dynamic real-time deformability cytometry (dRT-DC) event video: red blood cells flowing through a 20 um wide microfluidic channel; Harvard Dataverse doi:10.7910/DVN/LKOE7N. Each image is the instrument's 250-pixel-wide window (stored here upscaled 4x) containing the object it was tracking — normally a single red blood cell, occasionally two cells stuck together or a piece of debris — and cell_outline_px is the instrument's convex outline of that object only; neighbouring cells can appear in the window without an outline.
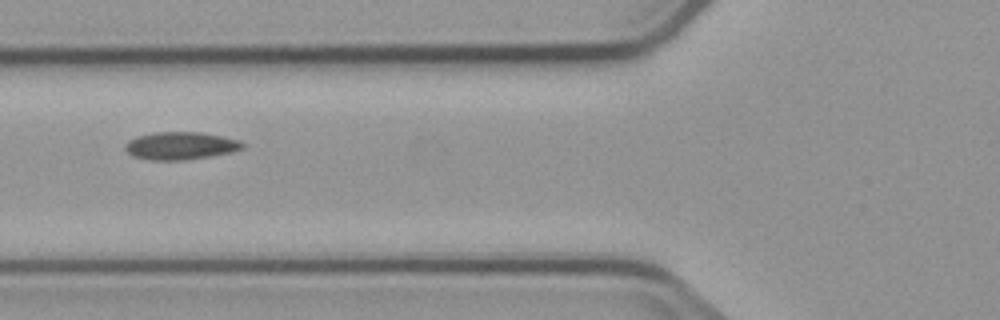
{"species": "common noctule bat (a hibernating species)", "species_latin": "Nyctalus noctula", "temperature_condition": "cold", "stored_images_in_passage": 5, "camera_frame_rate_fps": 3000, "um_per_image_px": 0.085, "animal": {"sex": "male", "body_mass_g": 23.1, "forearm_length_mm": 52.7}, "frame": {"image": 1, "passage_image": 3, "time_ms": 2.333, "image_size_px": [1000, 320], "cell_outline_px": [[244, 148], [232, 152], [184, 160], [152, 160], [132, 156], [124, 148], [124, 144], [128, 140], [136, 136], [152, 132], [200, 132], [240, 140], [244, 144]], "centroid_in_image_um": [15.31, 12.38], "position_along_channel_um": 110.5, "area_um2": 18.96}}
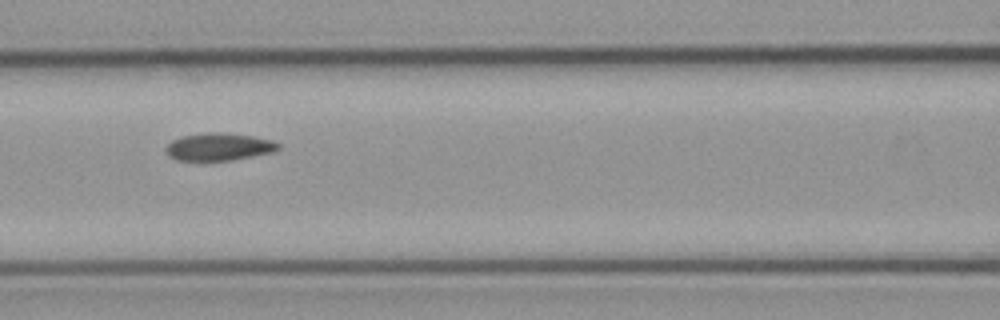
{"frame": {"image": 2, "passage_image": 4, "time_ms": 3.333, "image_size_px": [1000, 320], "cell_outline_px": [[280, 148], [272, 152], [232, 160], [176, 160], [168, 156], [164, 148], [172, 140], [180, 136], [204, 132], [220, 132], [252, 136], [272, 140], [280, 144]], "centroid_in_image_um": [18.56, 12.47], "position_along_channel_um": 148.0, "area_um2": 18.09}}
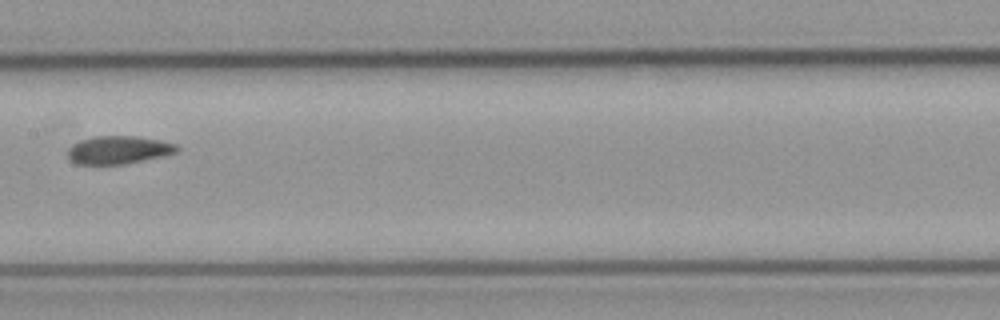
{"frame": {"image": 3, "passage_image": 5, "time_ms": 4.667, "image_size_px": [1000, 320], "cell_outline_px": [[180, 148], [176, 152], [164, 156], [124, 164], [76, 164], [68, 156], [68, 148], [72, 144], [80, 140], [92, 136], [136, 136], [160, 140], [176, 144]], "centroid_in_image_um": [10.07, 12.73], "position_along_channel_um": 197.3, "area_um2": 17.86}}